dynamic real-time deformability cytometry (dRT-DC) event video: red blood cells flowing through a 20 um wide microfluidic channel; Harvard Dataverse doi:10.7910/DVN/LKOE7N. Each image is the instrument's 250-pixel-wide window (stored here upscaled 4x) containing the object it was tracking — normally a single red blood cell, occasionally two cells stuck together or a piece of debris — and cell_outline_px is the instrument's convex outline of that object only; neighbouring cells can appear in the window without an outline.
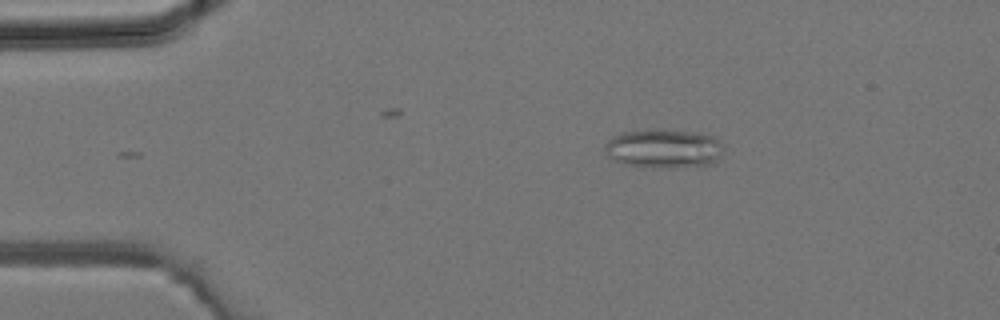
{"species": "common noctule bat (a hibernating species)", "species_latin": "Nyctalus noctula", "temperature_condition": "room temperature", "stored_images_in_passage": 2, "camera_frame_rate_fps": 3000, "um_per_image_px": 0.085, "animal": {"sex": "male", "body_mass_g": 19.2, "forearm_length_mm": 51.8}, "frame": {"image": 1, "passage_image": 1, "time_ms": 0.0, "image_size_px": [1000, 320], "cell_outline_px": [[724, 152], [712, 164], [668, 168], [660, 168], [624, 164], [612, 160], [608, 156], [604, 148], [604, 144], [612, 136], [624, 132], [660, 128], [692, 132], [716, 136], [724, 144]], "centroid_in_image_um": [56.44, 12.61], "position_along_channel_um": 28.6, "area_um2": 27.46}}